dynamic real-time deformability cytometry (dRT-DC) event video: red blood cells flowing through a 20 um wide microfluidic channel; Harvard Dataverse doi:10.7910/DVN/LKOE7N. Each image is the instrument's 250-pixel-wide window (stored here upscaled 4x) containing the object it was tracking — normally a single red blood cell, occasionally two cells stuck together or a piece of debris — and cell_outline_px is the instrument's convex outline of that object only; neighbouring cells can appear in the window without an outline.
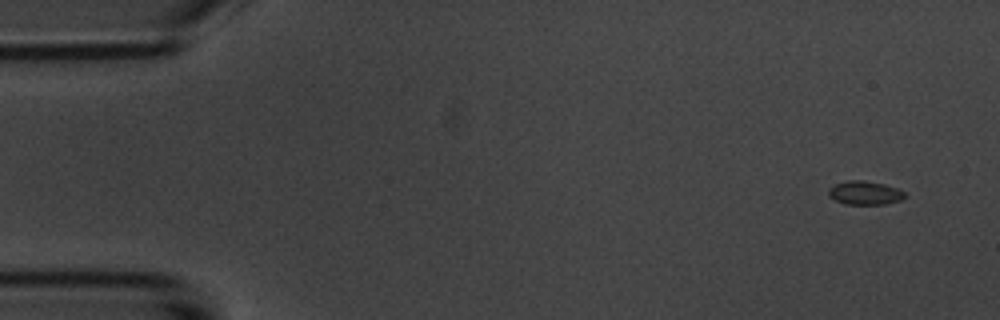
{"species": "common noctule bat (a hibernating species)", "species_latin": "Nyctalus noctula", "temperature_condition": "room temperature", "stored_images_in_passage": 52, "camera_frame_rate_fps": 3000, "um_per_image_px": 0.085, "animal": {"sex": "male", "body_mass_g": 20.1, "forearm_length_mm": 53.5}, "frame": {"image": 1, "passage_image": 1, "time_ms": 0.0, "image_size_px": [1000, 320], "cell_outline_px": [[908, 196], [900, 200], [884, 204], [844, 204], [828, 196], [828, 188], [836, 184], [848, 180], [864, 180], [884, 184], [896, 188], [904, 192]], "centroid_in_image_um": [73.51, 16.39], "position_along_channel_um": 11.5, "area_um2": 10.52}}
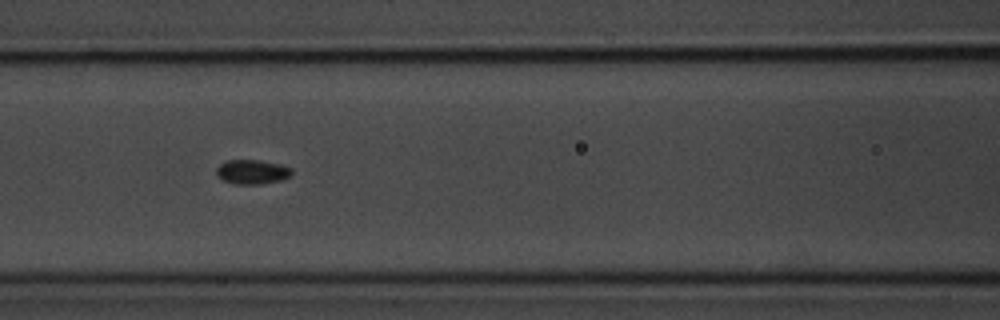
{"frame": {"image": 2, "passage_image": 21, "time_ms": 6.667, "image_size_px": [1000, 320], "cell_outline_px": [[292, 176], [280, 180], [260, 184], [236, 184], [224, 180], [216, 176], [216, 168], [220, 164], [228, 160], [256, 160], [280, 164], [292, 168]], "centroid_in_image_um": [21.44, 14.61], "position_along_channel_um": 145.2, "area_um2": 10.69}}
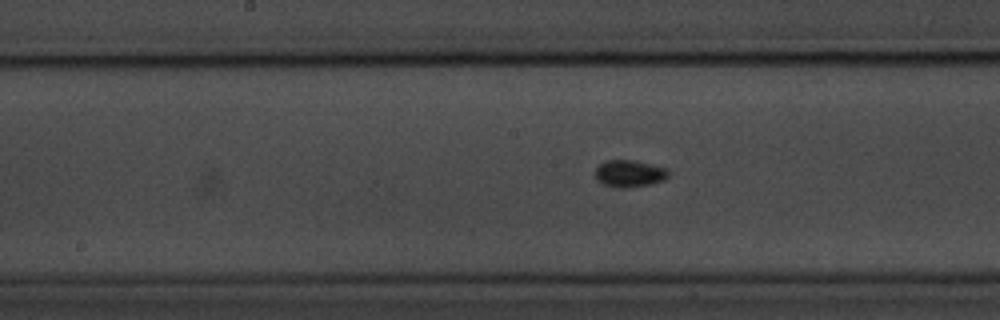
{"frame": {"image": 3, "passage_image": 25, "time_ms": 8.0, "image_size_px": [1000, 320], "cell_outline_px": [[668, 176], [664, 180], [652, 184], [624, 188], [620, 188], [604, 184], [596, 180], [596, 168], [604, 160], [632, 160], [668, 168]], "centroid_in_image_um": [53.51, 14.75], "position_along_channel_um": 194.7, "area_um2": 11.5}, "authors_computed_cell_mechanics": {"area_um2": 10.2884, "velocity_mm_per_s": 3.7132, "shape_relaxation_time_tau1_ms": 7.1671, "shape_relaxation_time_tau2_ms": null, "deformation_change_tau1": 0.1944, "deformation_change_tau2": null}}